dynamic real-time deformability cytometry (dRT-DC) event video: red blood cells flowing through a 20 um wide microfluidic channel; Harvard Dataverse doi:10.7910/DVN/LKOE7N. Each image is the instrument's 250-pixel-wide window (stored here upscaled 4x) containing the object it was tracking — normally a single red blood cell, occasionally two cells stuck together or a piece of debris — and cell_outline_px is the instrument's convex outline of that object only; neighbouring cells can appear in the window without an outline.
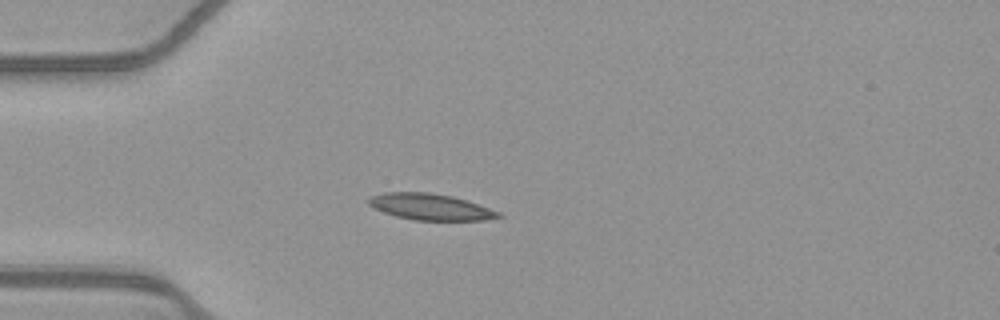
{"species": "common noctule bat (a hibernating species)", "species_latin": "Nyctalus noctula", "temperature_condition": "warm", "stored_images_in_passage": 39, "camera_frame_rate_fps": 3000, "um_per_image_px": 0.085, "animal": {"sex": "female", "body_mass_g": 21.9}, "frame": {"image": 1, "passage_image": 1, "time_ms": 0.0, "image_size_px": [1000, 320], "cell_outline_px": [[504, 216], [484, 220], [412, 220], [396, 216], [372, 208], [368, 204], [368, 196], [384, 192], [428, 192], [452, 196], [500, 212]], "centroid_in_image_um": [36.52, 17.58], "position_along_channel_um": 48.5, "area_um2": 19.83}}
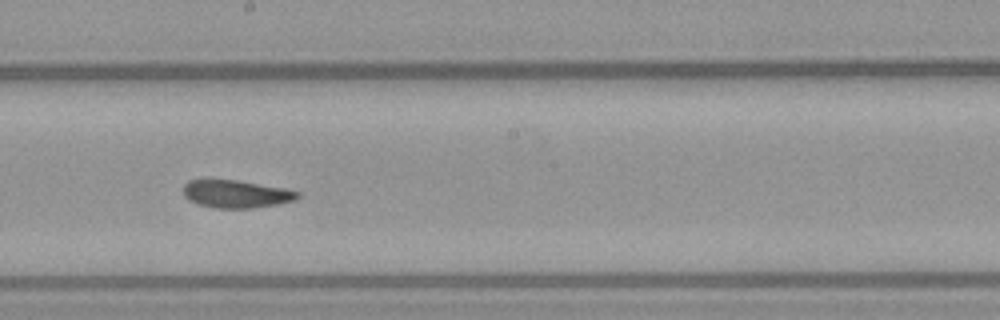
{"frame": {"image": 2, "passage_image": 16, "time_ms": 5.0, "image_size_px": [1000, 320], "cell_outline_px": [[300, 196], [296, 200], [280, 204], [252, 208], [212, 208], [196, 204], [188, 200], [184, 196], [184, 184], [188, 180], [208, 176], [240, 180], [288, 188], [300, 192]], "centroid_in_image_um": [20.04, 16.44], "position_along_channel_um": 228.2, "area_um2": 19.65}}
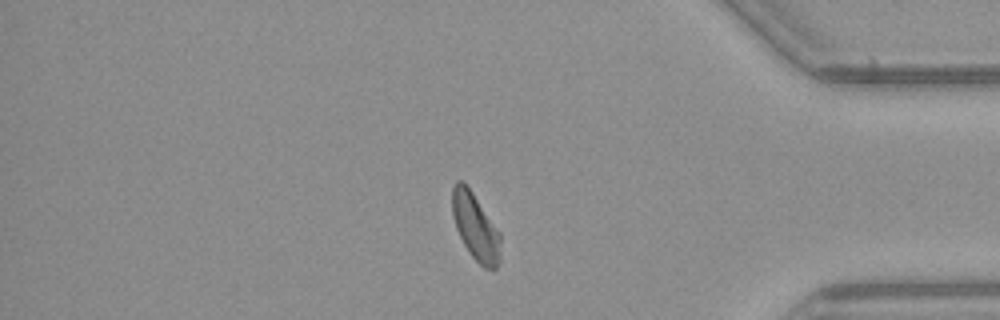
{"frame": {"image": 3, "passage_image": 31, "time_ms": 10.0, "image_size_px": [1000, 320], "cell_outline_px": [[500, 260], [496, 268], [484, 268], [472, 256], [464, 244], [456, 228], [452, 216], [452, 188], [456, 180], [464, 180], [500, 232]], "centroid_in_image_um": [40.4, 19.24], "position_along_channel_um": 394.8, "area_um2": 18.79}, "authors_computed_cell_mechanics": {"area_um2": 19.1318, "velocity_mm_per_s": 3.8924, "shape_relaxation_time_tau1_ms": 3.5611, "shape_relaxation_time_tau2_ms": 1.8588, "deformation_change_tau1": 0.115, "deformation_change_tau2": 0.0748}}